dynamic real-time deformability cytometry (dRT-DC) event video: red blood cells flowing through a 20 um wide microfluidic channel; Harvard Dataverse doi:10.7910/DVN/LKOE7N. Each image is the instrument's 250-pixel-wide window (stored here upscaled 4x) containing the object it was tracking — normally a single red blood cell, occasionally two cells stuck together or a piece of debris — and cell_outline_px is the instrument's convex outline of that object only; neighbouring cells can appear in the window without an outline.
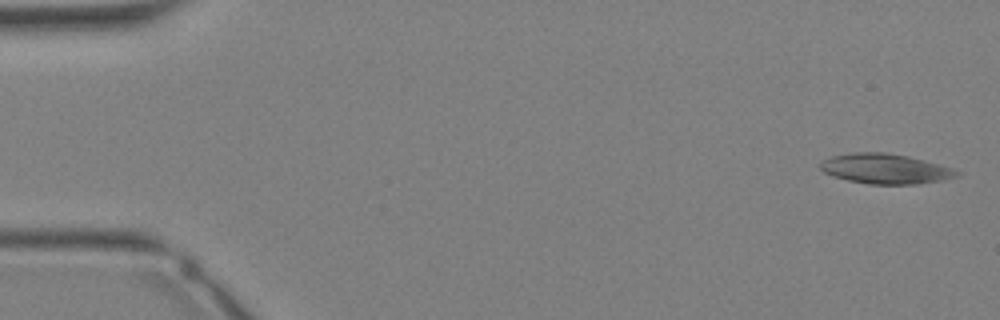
{"species": "Egyptian fruit bat (a non-hibernating species)", "species_latin": "Rousettus aegyptiacus", "temperature_condition": "warm", "stored_images_in_passage": 34, "camera_frame_rate_fps": 3000, "um_per_image_px": 0.085, "animal": {"sex": "female"}, "frame": {"image": 1, "passage_image": 1, "time_ms": 0.0, "image_size_px": [1000, 320], "cell_outline_px": [[960, 176], [940, 180], [916, 184], [868, 184], [848, 180], [832, 176], [824, 172], [820, 168], [820, 160], [832, 156], [848, 152], [888, 152], [908, 156], [952, 168], [960, 172]], "centroid_in_image_um": [75.2, 14.33], "position_along_channel_um": 9.8, "area_um2": 23.93}}
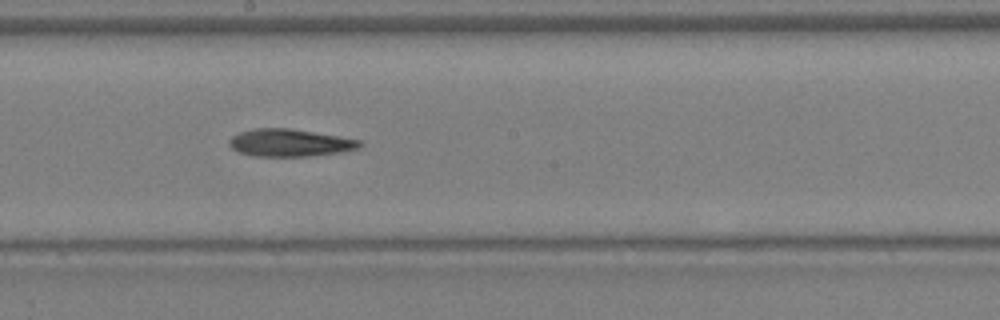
{"frame": {"image": 2, "passage_image": 19, "time_ms": 6.0, "image_size_px": [1000, 320], "cell_outline_px": [[364, 144], [356, 148], [340, 152], [308, 156], [256, 156], [240, 152], [232, 148], [228, 144], [228, 140], [232, 136], [240, 132], [256, 128], [288, 128], [360, 140]], "centroid_in_image_um": [24.59, 12.13], "position_along_channel_um": 223.6, "area_um2": 20.52}}
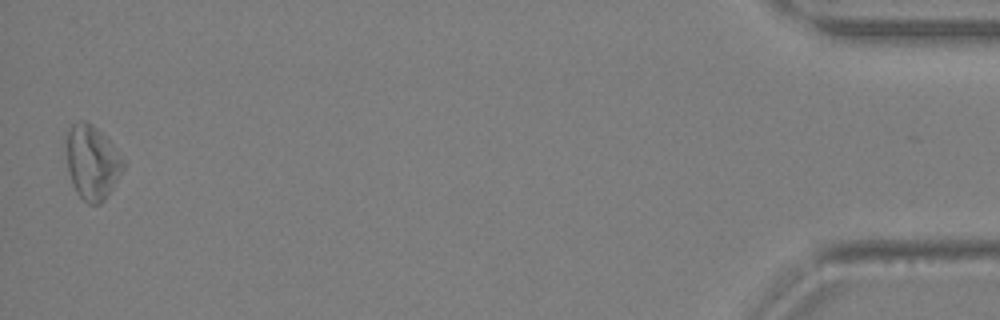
{"frame": {"image": 3, "passage_image": 34, "time_ms": 11.0, "image_size_px": [1000, 320], "cell_outline_px": [[128, 164], [104, 200], [100, 204], [88, 204], [76, 192], [72, 184], [68, 172], [64, 140], [68, 128], [72, 124], [80, 120], [84, 120], [92, 124], [112, 144]], "centroid_in_image_um": [7.81, 13.78], "position_along_channel_um": 427.4, "area_um2": 25.09}}